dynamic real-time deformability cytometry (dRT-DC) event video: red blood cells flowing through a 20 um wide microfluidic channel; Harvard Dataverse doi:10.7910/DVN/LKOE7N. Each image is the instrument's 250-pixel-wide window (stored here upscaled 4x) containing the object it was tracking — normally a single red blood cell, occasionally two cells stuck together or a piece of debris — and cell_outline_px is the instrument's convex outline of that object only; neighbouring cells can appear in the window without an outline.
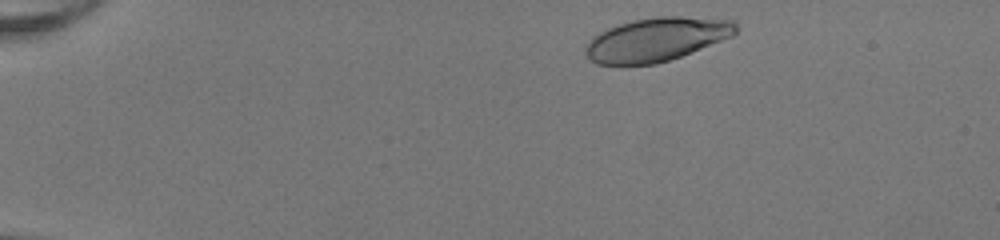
{"species": "human", "species_latin": "Homo sapiens", "temperature_condition": "room temperature", "stored_images_in_passage": 44, "camera_frame_rate_fps": 3000, "um_per_image_px": 0.085, "donor": {"sex": "female"}, "frame": {"image": 1, "passage_image": 2, "time_ms": 0.333, "image_size_px": [1000, 240], "cell_outline_px": [[736, 32], [732, 36], [680, 56], [656, 64], [596, 64], [588, 60], [584, 52], [584, 44], [592, 36], [608, 28], [632, 20], [656, 16], [680, 16], [732, 20], [736, 24]], "centroid_in_image_um": [55.73, 3.35], "position_along_channel_um": 29.3, "area_um2": 38.15}}
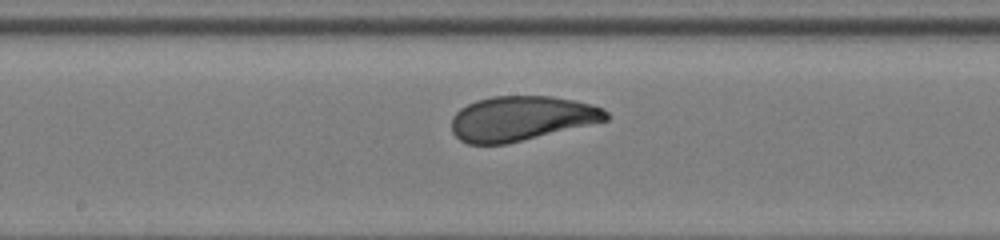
{"frame": {"image": 2, "passage_image": 22, "time_ms": 7.0, "image_size_px": [1000, 240], "cell_outline_px": [[608, 120], [508, 144], [468, 144], [460, 140], [452, 132], [452, 116], [460, 108], [476, 100], [492, 96], [552, 96], [592, 104], [604, 108], [608, 112]], "centroid_in_image_um": [44.31, 10.06], "position_along_channel_um": 203.9, "area_um2": 40.34}}
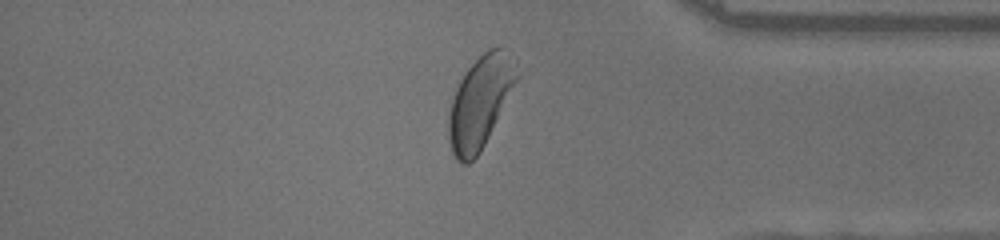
{"frame": {"image": 3, "passage_image": 37, "time_ms": 12.0, "image_size_px": [1000, 240], "cell_outline_px": [[516, 80], [480, 152], [468, 164], [464, 164], [456, 160], [452, 152], [448, 140], [448, 116], [452, 100], [456, 88], [464, 72], [488, 48], [500, 44], [508, 48], [516, 60]], "centroid_in_image_um": [40.79, 8.62], "position_along_channel_um": 394.4, "area_um2": 36.07}, "authors_computed_cell_mechanics": {"area_um2": 40.3733, "velocity_mm_per_s": 4.0623, "shape_relaxation_time_tau1_ms": 2.8678, "shape_relaxation_time_tau2_ms": 0.9012, "deformation_change_tau1": 0.1639, "deformation_change_tau2": 0.0756}}